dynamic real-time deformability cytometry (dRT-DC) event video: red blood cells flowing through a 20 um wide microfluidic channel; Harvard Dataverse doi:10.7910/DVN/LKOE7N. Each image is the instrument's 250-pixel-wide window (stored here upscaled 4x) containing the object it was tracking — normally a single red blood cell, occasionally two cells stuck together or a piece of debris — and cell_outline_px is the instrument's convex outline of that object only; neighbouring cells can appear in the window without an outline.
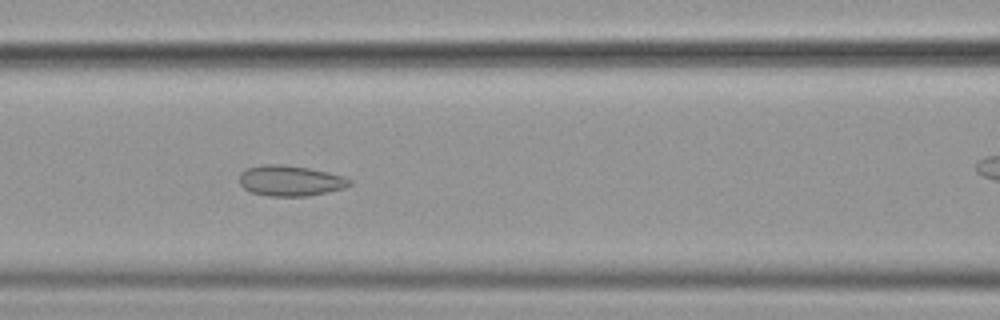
{"species": "common noctule bat (a hibernating species)", "species_latin": "Nyctalus noctula", "temperature_condition": "cold", "stored_images_in_passage": 47, "camera_frame_rate_fps": 3000, "um_per_image_px": 0.085, "animal": {"sex": "female", "body_mass_g": 19.9}, "frame": {"image": 1, "passage_image": 25, "time_ms": 8.0, "image_size_px": [1000, 320], "cell_outline_px": [[352, 184], [344, 188], [328, 192], [308, 196], [268, 196], [252, 192], [244, 188], [240, 184], [240, 172], [244, 168], [264, 164], [280, 164], [308, 168], [328, 172], [344, 176], [352, 180]], "centroid_in_image_um": [24.68, 15.36], "position_along_channel_um": 141.9, "area_um2": 19.77}}
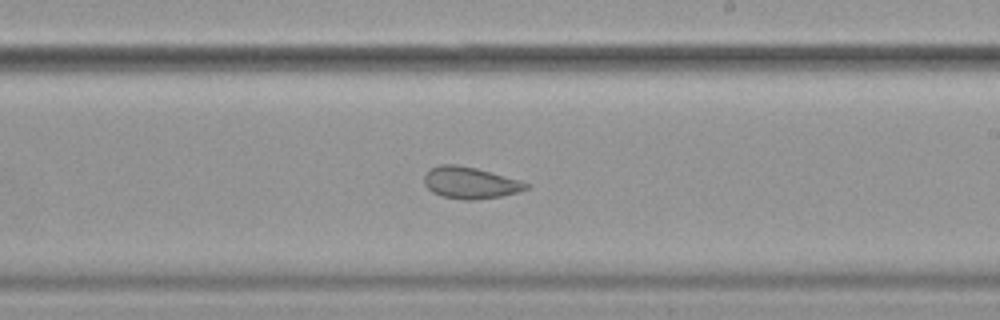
{"frame": {"image": 2, "passage_image": 34, "time_ms": 11.0, "image_size_px": [1000, 320], "cell_outline_px": [[528, 188], [516, 192], [500, 196], [472, 200], [464, 200], [444, 196], [432, 192], [424, 184], [424, 176], [432, 168], [440, 164], [456, 164], [476, 168], [520, 180], [528, 184]], "centroid_in_image_um": [39.94, 15.53], "position_along_channel_um": 249.1, "area_um2": 18.5}}
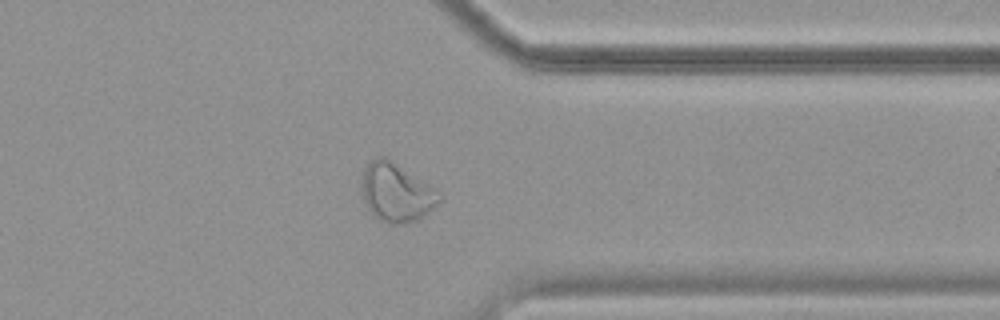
{"frame": {"image": 3, "passage_image": 45, "time_ms": 14.667, "image_size_px": [1000, 320], "cell_outline_px": [[440, 200], [420, 220], [400, 224], [392, 224], [380, 220], [368, 208], [364, 200], [364, 168], [376, 156], [384, 156], [392, 160], [436, 188]], "centroid_in_image_um": [33.72, 16.36], "position_along_channel_um": 377.7, "area_um2": 25.95}}